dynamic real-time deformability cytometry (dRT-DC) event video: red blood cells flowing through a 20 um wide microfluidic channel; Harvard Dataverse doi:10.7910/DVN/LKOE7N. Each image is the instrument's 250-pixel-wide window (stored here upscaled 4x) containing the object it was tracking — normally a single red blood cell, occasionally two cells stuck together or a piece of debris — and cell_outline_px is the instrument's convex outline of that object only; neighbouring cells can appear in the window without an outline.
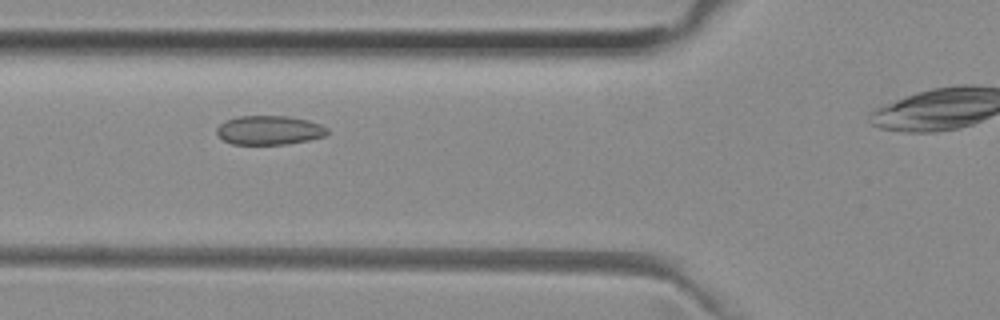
{"species": "common noctule bat (a hibernating species)", "species_latin": "Nyctalus noctula", "temperature_condition": "room temperature", "stored_images_in_passage": 37, "camera_frame_rate_fps": 3000, "um_per_image_px": 0.085, "animal": {"sex": "female", "body_mass_g": 29.2, "forearm_length_mm": 56.3}, "frame": {"image": 1, "passage_image": 11, "time_ms": 3.333, "image_size_px": [1000, 320], "cell_outline_px": [[328, 132], [324, 136], [308, 140], [284, 144], [232, 144], [224, 140], [216, 132], [216, 128], [224, 120], [236, 116], [288, 116], [308, 120], [320, 124], [328, 128]], "centroid_in_image_um": [22.87, 11.05], "position_along_channel_um": 102.9, "area_um2": 18.73}}
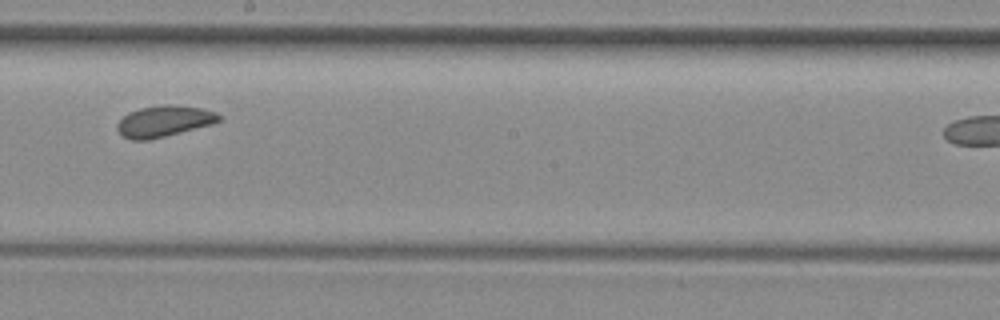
{"frame": {"image": 2, "passage_image": 21, "time_ms": 6.667, "image_size_px": [1000, 320], "cell_outline_px": [[220, 120], [212, 124], [148, 140], [132, 140], [124, 136], [116, 128], [116, 124], [128, 112], [140, 108], [164, 104], [172, 104], [200, 108], [216, 112], [220, 116]], "centroid_in_image_um": [13.92, 10.29], "position_along_channel_um": 234.3, "area_um2": 18.26}}
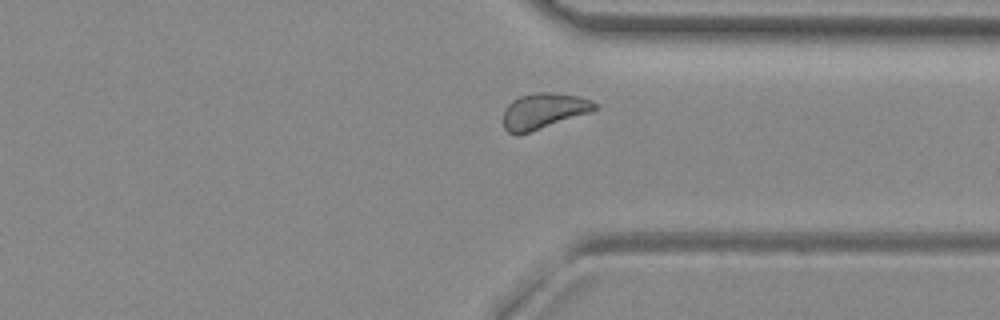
{"frame": {"image": 3, "passage_image": 31, "time_ms": 10.0, "image_size_px": [1000, 320], "cell_outline_px": [[596, 108], [588, 112], [516, 136], [508, 132], [504, 128], [504, 108], [512, 100], [520, 96], [536, 92], [548, 92], [580, 96], [592, 100], [596, 104]], "centroid_in_image_um": [46.15, 9.42], "position_along_channel_um": 365.3, "area_um2": 18.67}}